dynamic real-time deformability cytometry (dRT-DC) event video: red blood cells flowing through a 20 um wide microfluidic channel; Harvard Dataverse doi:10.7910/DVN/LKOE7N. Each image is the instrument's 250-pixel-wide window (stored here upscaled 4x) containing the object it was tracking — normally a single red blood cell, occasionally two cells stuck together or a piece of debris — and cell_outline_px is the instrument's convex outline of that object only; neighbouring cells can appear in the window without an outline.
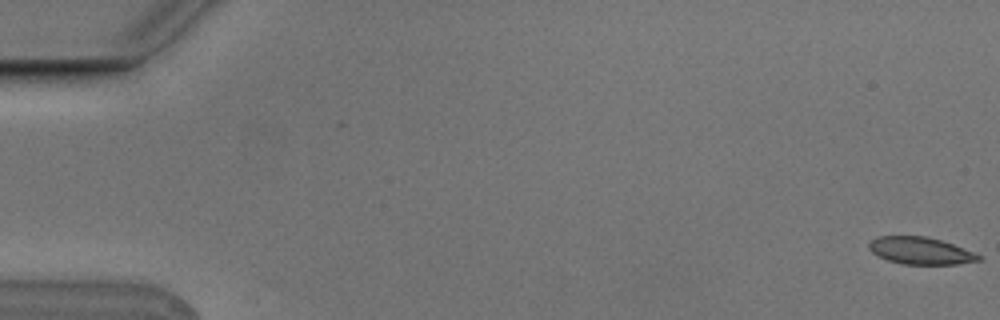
{"species": "Egyptian fruit bat (a non-hibernating species)", "species_latin": "Rousettus aegyptiacus", "temperature_condition": "cold", "stored_images_in_passage": 9, "camera_frame_rate_fps": 3000, "um_per_image_px": 0.085, "animal": {"sex": "male"}, "frame": {"image": 1, "passage_image": 1, "time_ms": 0.0, "image_size_px": [1000, 320], "cell_outline_px": [[980, 260], [956, 264], [900, 264], [888, 260], [872, 252], [868, 248], [868, 240], [876, 236], [928, 236], [952, 244], [972, 252], [980, 256]], "centroid_in_image_um": [78.16, 21.3], "position_along_channel_um": 6.8, "area_um2": 17.22}}
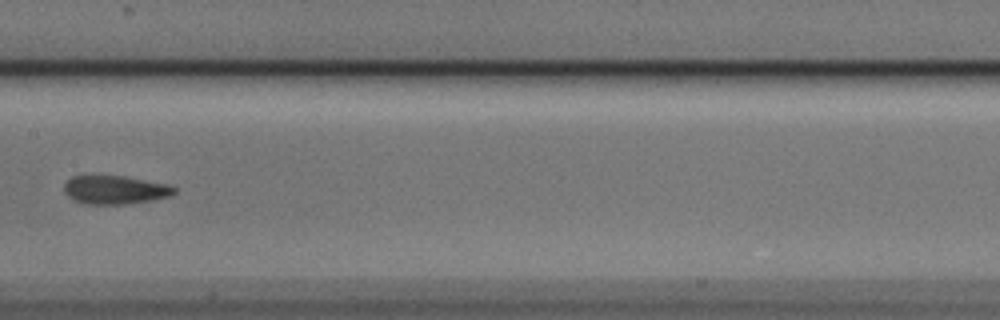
{"frame": {"image": 2, "passage_image": 8, "time_ms": 2.333, "image_size_px": [1000, 320], "cell_outline_px": [[176, 192], [168, 196], [128, 204], [84, 204], [72, 200], [64, 192], [64, 184], [72, 176], [124, 176], [168, 184], [176, 188]], "centroid_in_image_um": [9.74, 16.14], "position_along_channel_um": 197.7, "area_um2": 18.21}}
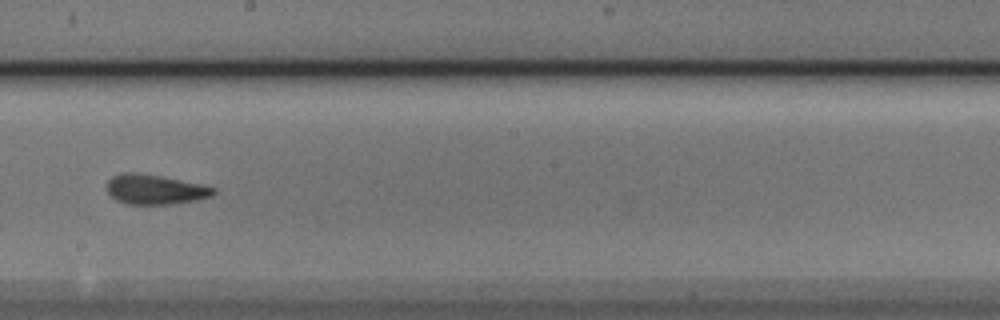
{"frame": {"image": 3, "passage_image": 9, "time_ms": 2.667, "image_size_px": [1000, 320], "cell_outline_px": [[216, 192], [212, 196], [196, 200], [172, 204], [128, 204], [116, 200], [104, 188], [108, 180], [112, 176], [124, 172], [132, 172], [160, 176], [200, 184], [216, 188]], "centroid_in_image_um": [13.15, 16.1], "position_along_channel_um": 235.1, "area_um2": 18.5}}